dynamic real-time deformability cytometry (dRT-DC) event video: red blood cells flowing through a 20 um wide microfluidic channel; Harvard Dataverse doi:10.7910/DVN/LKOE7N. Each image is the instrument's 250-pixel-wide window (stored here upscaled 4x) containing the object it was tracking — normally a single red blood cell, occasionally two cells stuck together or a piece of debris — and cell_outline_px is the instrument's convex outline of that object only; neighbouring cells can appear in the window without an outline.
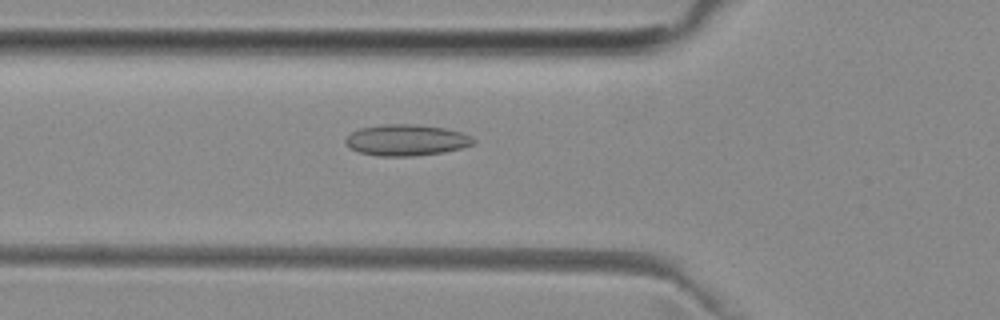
{"species": "common noctule bat (a hibernating species)", "species_latin": "Nyctalus noctula", "temperature_condition": "room temperature", "stored_images_in_passage": 51, "camera_frame_rate_fps": 3000, "um_per_image_px": 0.085, "animal": {"sex": "female", "body_mass_g": 29.2, "forearm_length_mm": 56.3}, "frame": {"image": 1, "passage_image": 18, "time_ms": 5.667, "image_size_px": [1000, 320], "cell_outline_px": [[476, 144], [444, 152], [416, 156], [376, 156], [360, 152], [352, 148], [344, 140], [352, 132], [360, 128], [384, 124], [412, 124], [444, 128], [460, 132], [472, 136], [476, 140]], "centroid_in_image_um": [34.58, 11.91], "position_along_channel_um": 91.2, "area_um2": 23.18}}
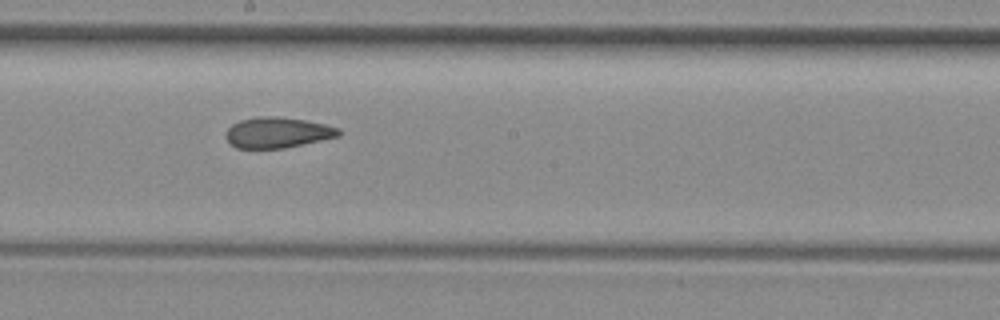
{"frame": {"image": 2, "passage_image": 28, "time_ms": 9.0, "image_size_px": [1000, 320], "cell_outline_px": [[340, 136], [284, 148], [236, 148], [224, 136], [224, 132], [232, 124], [240, 120], [256, 116], [276, 116], [304, 120], [324, 124], [340, 128]], "centroid_in_image_um": [23.56, 11.26], "position_along_channel_um": 224.6, "area_um2": 20.17}}
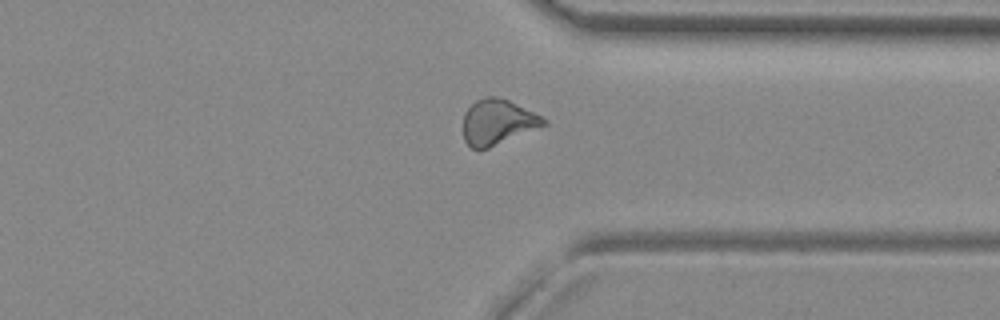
{"frame": {"image": 3, "passage_image": 39, "time_ms": 12.667, "image_size_px": [1000, 320], "cell_outline_px": [[548, 124], [488, 148], [472, 148], [464, 140], [464, 112], [476, 100], [488, 96], [496, 96], [508, 100], [548, 120]], "centroid_in_image_um": [42.29, 10.37], "position_along_channel_um": 369.1, "area_um2": 20.87}, "authors_computed_cell_mechanics": {"area_um2": 21.5594, "velocity_mm_per_s": 3.9918, "shape_relaxation_time_tau1_ms": null, "shape_relaxation_time_tau2_ms": 3.4103, "deformation_change_tau1": null, "deformation_change_tau2": 0.1053}}